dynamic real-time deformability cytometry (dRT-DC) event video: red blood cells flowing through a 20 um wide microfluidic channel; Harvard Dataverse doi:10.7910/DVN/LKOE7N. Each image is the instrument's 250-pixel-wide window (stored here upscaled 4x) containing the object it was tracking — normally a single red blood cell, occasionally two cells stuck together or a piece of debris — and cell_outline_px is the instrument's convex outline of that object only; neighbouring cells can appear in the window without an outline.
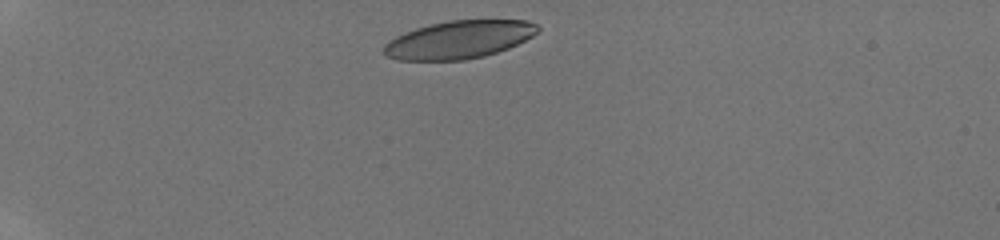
{"species": "human", "species_latin": "Homo sapiens", "temperature_condition": "room temperature", "stored_images_in_passage": 38, "camera_frame_rate_fps": 3000, "um_per_image_px": 0.085, "donor": {"sex": "male"}, "frame": {"image": 1, "passage_image": 2, "time_ms": 0.333, "image_size_px": [1000, 240], "cell_outline_px": [[536, 32], [524, 40], [516, 44], [480, 56], [456, 60], [408, 60], [392, 56], [384, 52], [384, 48], [392, 40], [408, 32], [420, 28], [436, 24], [456, 20], [524, 20], [532, 24]], "centroid_in_image_um": [39.03, 3.36], "position_along_channel_um": 46.0, "area_um2": 31.85}}
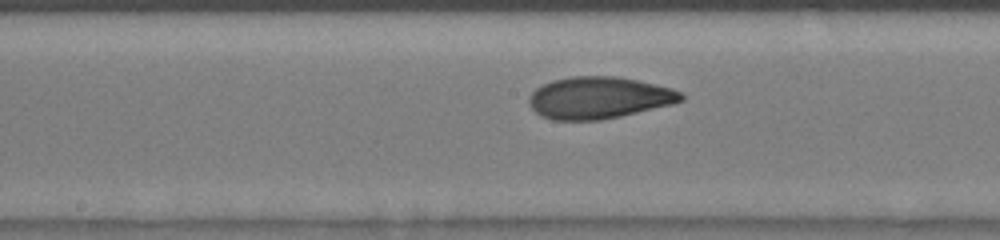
{"frame": {"image": 2, "passage_image": 17, "time_ms": 5.333, "image_size_px": [1000, 240], "cell_outline_px": [[684, 96], [680, 100], [632, 112], [612, 116], [588, 120], [564, 120], [548, 116], [540, 112], [532, 104], [532, 96], [540, 88], [548, 84], [560, 80], [632, 80], [664, 88], [676, 92]], "centroid_in_image_um": [50.9, 8.37], "position_along_channel_um": 197.3, "area_um2": 32.14}}
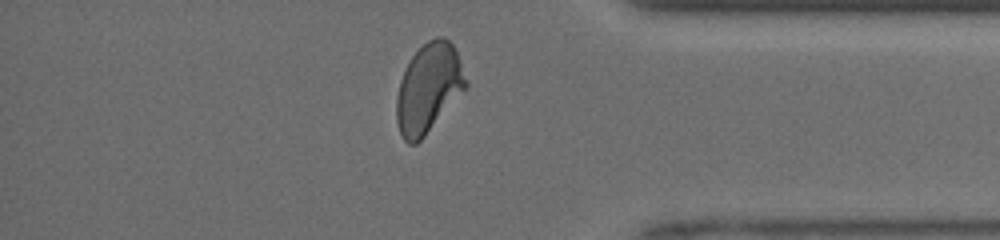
{"frame": {"image": 3, "passage_image": 32, "time_ms": 10.333, "image_size_px": [1000, 240], "cell_outline_px": [[464, 88], [420, 140], [412, 144], [404, 140], [400, 132], [396, 112], [396, 108], [400, 84], [404, 72], [412, 56], [424, 44], [432, 40], [448, 40], [452, 44], [456, 52], [464, 80]], "centroid_in_image_um": [36.37, 7.52], "position_along_channel_um": 398.8, "area_um2": 33.58}, "authors_computed_cell_mechanics": {"area_um2": 32.4547, "velocity_mm_per_s": 4.2354, "shape_relaxation_time_tau1_ms": 10.1512, "shape_relaxation_time_tau2_ms": 1.2245, "deformation_change_tau1": 0.3211, "deformation_change_tau2": 0.0657}}